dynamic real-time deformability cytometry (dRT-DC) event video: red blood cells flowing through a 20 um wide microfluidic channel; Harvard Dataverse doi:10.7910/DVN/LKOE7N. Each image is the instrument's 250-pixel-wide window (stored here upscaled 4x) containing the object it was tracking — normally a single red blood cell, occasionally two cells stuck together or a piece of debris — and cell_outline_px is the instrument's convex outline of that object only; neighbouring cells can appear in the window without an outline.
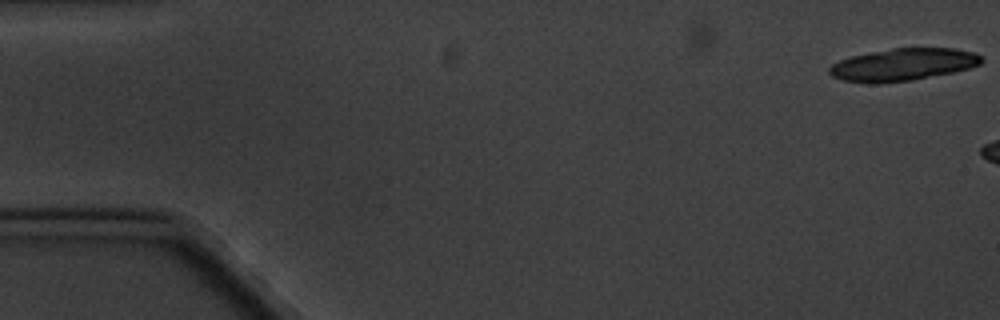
{"species": "common noctule bat (a hibernating species)", "species_latin": "Nyctalus noctula", "temperature_condition": "cold", "stored_images_in_passage": 4, "camera_frame_rate_fps": 3000, "um_per_image_px": 0.085, "animal": {"sex": "male", "body_mass_g": 20.1, "forearm_length_mm": 53.5}, "frame": {"image": 1, "passage_image": 1, "time_ms": 0.0, "image_size_px": [1000, 320], "cell_outline_px": [[984, 60], [980, 64], [968, 68], [952, 72], [912, 80], [880, 84], [868, 84], [844, 80], [832, 76], [828, 72], [828, 68], [832, 64], [840, 60], [852, 56], [892, 48], [956, 48], [976, 52], [984, 56]], "centroid_in_image_um": [76.77, 5.49], "position_along_channel_um": 8.2, "area_um2": 28.84}}